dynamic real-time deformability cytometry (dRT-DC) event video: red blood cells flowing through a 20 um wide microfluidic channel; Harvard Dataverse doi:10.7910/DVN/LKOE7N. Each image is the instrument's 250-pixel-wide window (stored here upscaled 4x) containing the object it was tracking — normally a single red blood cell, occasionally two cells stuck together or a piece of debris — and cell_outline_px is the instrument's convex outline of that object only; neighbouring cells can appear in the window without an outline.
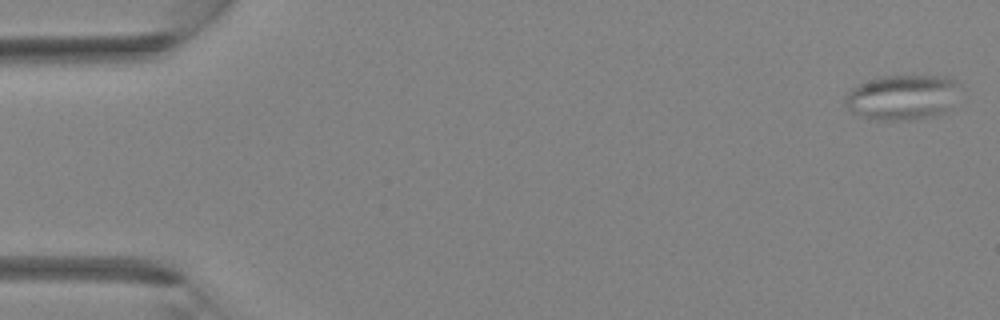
{"species": "Egyptian fruit bat (a non-hibernating species)", "species_latin": "Rousettus aegyptiacus", "temperature_condition": "room temperature", "stored_images_in_passage": 4, "camera_frame_rate_fps": 3000, "um_per_image_px": 0.085, "animal": {"sex": "female"}, "frame": {"image": 1, "passage_image": 1, "time_ms": 0.0, "image_size_px": [1000, 320], "cell_outline_px": [[956, 84], [948, 108], [944, 112], [936, 116], [912, 120], [880, 120], [864, 116], [852, 112], [844, 104], [844, 96], [852, 88], [860, 84], [880, 76], [952, 76], [956, 80]], "centroid_in_image_um": [76.63, 8.27], "position_along_channel_um": 8.4, "area_um2": 29.65}}
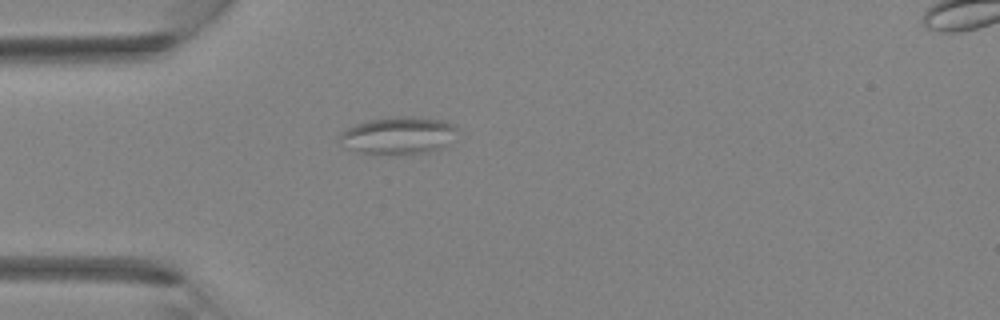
{"frame": {"image": 2, "passage_image": 4, "time_ms": 3.333, "image_size_px": [1000, 320], "cell_outline_px": [[456, 140], [440, 148], [428, 152], [360, 152], [344, 148], [340, 136], [340, 132], [356, 124], [368, 120], [400, 116], [412, 116], [440, 120], [452, 124], [456, 128]], "centroid_in_image_um": [33.89, 11.48], "position_along_channel_um": 51.1, "area_um2": 24.97}}